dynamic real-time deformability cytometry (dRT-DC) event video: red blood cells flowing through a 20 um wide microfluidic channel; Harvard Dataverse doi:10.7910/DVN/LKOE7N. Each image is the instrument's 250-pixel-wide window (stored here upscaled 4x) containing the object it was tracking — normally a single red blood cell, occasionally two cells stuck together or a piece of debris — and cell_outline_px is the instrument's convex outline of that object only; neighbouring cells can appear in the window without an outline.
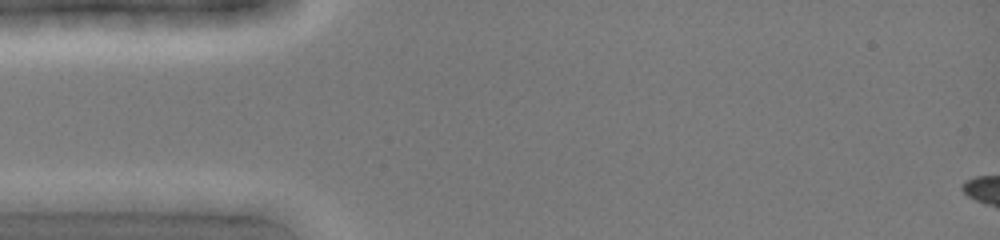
{"species": "common noctule bat (a hibernating species)", "species_latin": "Nyctalus noctula", "temperature_condition": "cold", "stored_images_in_passage": 1, "camera_frame_rate_fps": 3000, "um_per_image_px": 0.085, "animal": {"sex": "female", "body_mass_g": 19.0, "forearm_length_mm": 51.5}, "frame": {"image": 1, "passage_image": 1, "time_ms": 0.0, "image_size_px": [1000, 240], "cell_outline_px": [[160, 200], [124, 212], [76, 212], [68, 200], [96, 192], [152, 192]], "centroid_in_image_um": [9.54, 17.14], "position_along_channel_um": 75.5, "area_um2": 10.35}}